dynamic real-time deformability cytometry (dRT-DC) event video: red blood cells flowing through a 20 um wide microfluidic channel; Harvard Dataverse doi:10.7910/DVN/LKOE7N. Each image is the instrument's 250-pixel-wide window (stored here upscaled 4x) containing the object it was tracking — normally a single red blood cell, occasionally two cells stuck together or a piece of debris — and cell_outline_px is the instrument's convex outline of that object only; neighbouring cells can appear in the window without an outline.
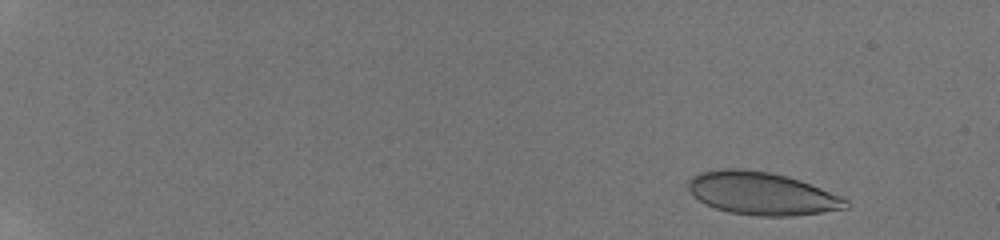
{"species": "human", "species_latin": "Homo sapiens", "temperature_condition": "room temperature", "stored_images_in_passage": 13, "camera_frame_rate_fps": 3000, "um_per_image_px": 0.085, "donor": {"sex": "male"}, "frame": {"image": 1, "passage_image": 3, "time_ms": 1.333, "image_size_px": [1000, 240], "cell_outline_px": [[848, 208], [792, 216], [756, 216], [728, 212], [704, 204], [688, 188], [688, 180], [692, 176], [700, 172], [720, 168], [744, 168], [772, 172], [800, 180], [844, 196], [848, 200]], "centroid_in_image_um": [64.77, 16.43], "position_along_channel_um": 20.2, "area_um2": 39.59}}
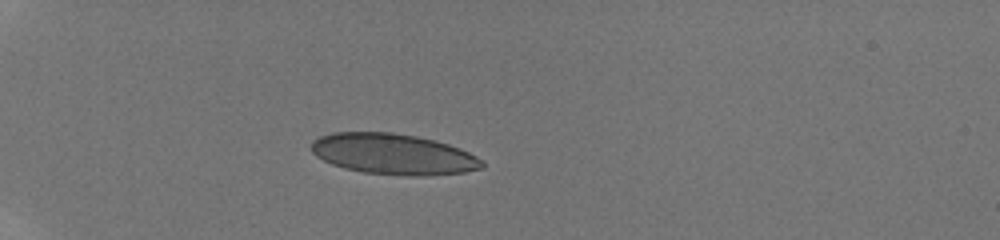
{"frame": {"image": 2, "passage_image": 9, "time_ms": 5.333, "image_size_px": [1000, 240], "cell_outline_px": [[484, 168], [464, 172], [424, 176], [408, 176], [364, 172], [344, 168], [332, 164], [316, 156], [312, 152], [312, 140], [320, 136], [332, 132], [392, 132], [416, 136], [436, 140], [460, 148], [476, 156], [484, 164]], "centroid_in_image_um": [33.43, 13.09], "position_along_channel_um": 51.6, "area_um2": 40.63}}
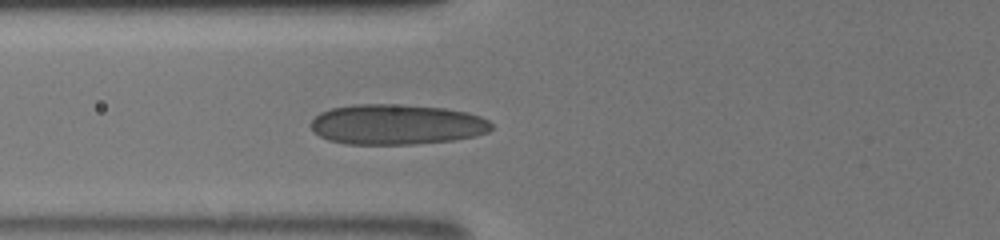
{"frame": {"image": 3, "passage_image": 13, "time_ms": 7.333, "image_size_px": [1000, 240], "cell_outline_px": [[492, 128], [488, 132], [476, 136], [452, 140], [412, 144], [344, 144], [328, 140], [320, 136], [312, 128], [312, 120], [320, 112], [332, 108], [356, 104], [404, 104], [444, 108], [468, 112], [480, 116], [488, 120], [492, 124]], "centroid_in_image_um": [33.74, 10.57], "position_along_channel_um": 92.1, "area_um2": 42.48}}